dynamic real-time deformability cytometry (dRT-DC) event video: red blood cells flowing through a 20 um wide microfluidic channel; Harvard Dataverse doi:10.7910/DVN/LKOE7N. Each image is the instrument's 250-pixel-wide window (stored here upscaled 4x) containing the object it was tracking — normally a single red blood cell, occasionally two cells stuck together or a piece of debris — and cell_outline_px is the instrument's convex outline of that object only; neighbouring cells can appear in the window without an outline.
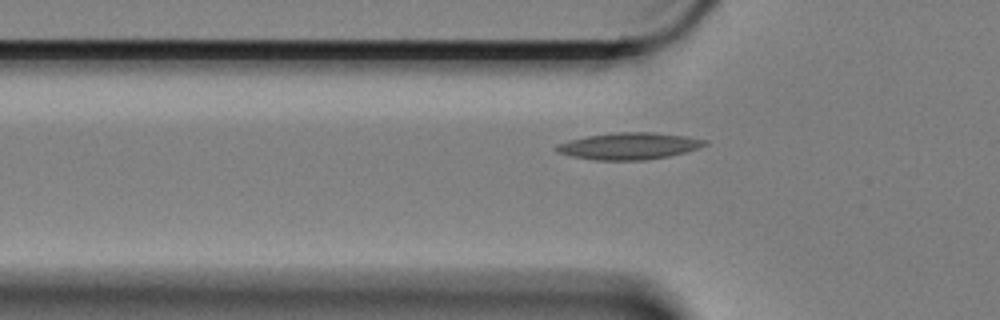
{"species": "Egyptian fruit bat (a non-hibernating species)", "species_latin": "Rousettus aegyptiacus", "temperature_condition": "cold", "stored_images_in_passage": 46, "camera_frame_rate_fps": 3000, "um_per_image_px": 0.085, "animal": {"sex": "female"}, "frame": {"image": 1, "passage_image": 10, "time_ms": 3.0, "image_size_px": [1000, 320], "cell_outline_px": [[708, 144], [684, 152], [668, 156], [644, 160], [596, 160], [572, 156], [556, 152], [556, 144], [568, 140], [588, 136], [612, 132], [656, 132], [684, 136], [708, 140]], "centroid_in_image_um": [53.44, 12.4], "position_along_channel_um": 72.4, "area_um2": 23.06}}
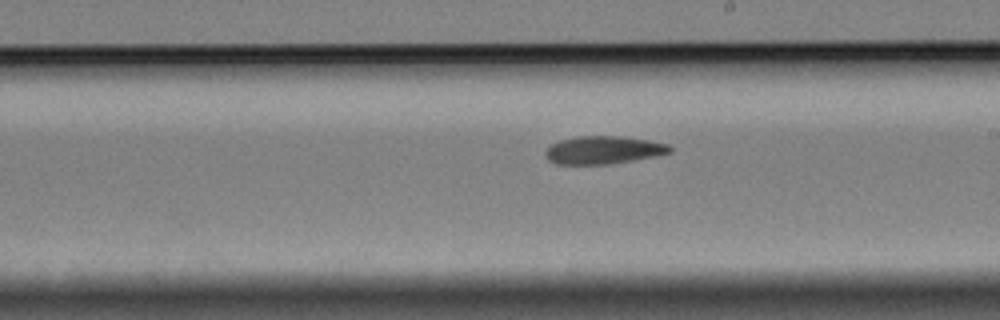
{"frame": {"image": 2, "passage_image": 25, "time_ms": 8.0, "image_size_px": [1000, 320], "cell_outline_px": [[672, 152], [632, 160], [608, 164], [556, 164], [548, 160], [544, 156], [544, 152], [552, 144], [560, 140], [580, 136], [624, 136], [648, 140], [668, 144], [672, 148]], "centroid_in_image_um": [51.26, 12.75], "position_along_channel_um": 237.7, "area_um2": 20.11}}
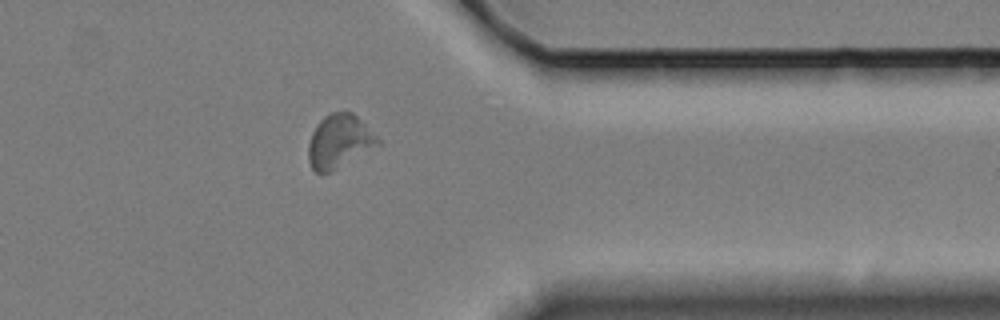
{"frame": {"image": 3, "passage_image": 39, "time_ms": 12.667, "image_size_px": [1000, 320], "cell_outline_px": [[380, 144], [332, 172], [316, 172], [312, 168], [308, 160], [308, 144], [312, 132], [316, 124], [324, 116], [332, 112], [352, 112], [380, 140]], "centroid_in_image_um": [28.8, 12.02], "position_along_channel_um": 382.6, "area_um2": 21.44}}